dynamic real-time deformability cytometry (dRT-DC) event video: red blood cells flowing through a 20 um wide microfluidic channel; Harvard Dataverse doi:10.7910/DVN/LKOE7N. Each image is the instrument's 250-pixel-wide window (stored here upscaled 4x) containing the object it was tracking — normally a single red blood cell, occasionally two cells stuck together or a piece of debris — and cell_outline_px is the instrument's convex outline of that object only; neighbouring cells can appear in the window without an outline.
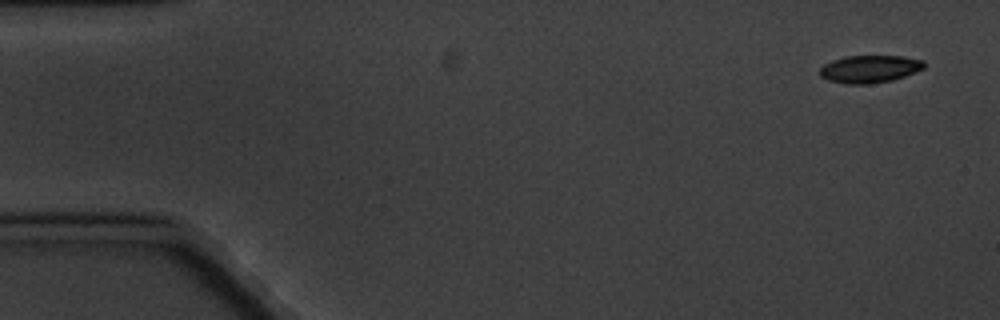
{"species": "common noctule bat (a hibernating species)", "species_latin": "Nyctalus noctula", "temperature_condition": "cold", "stored_images_in_passage": 5, "camera_frame_rate_fps": 3000, "um_per_image_px": 0.085, "animal": {"sex": "male", "body_mass_g": 20.1, "forearm_length_mm": 53.5}, "frame": {"image": 1, "passage_image": 1, "time_ms": 0.0, "image_size_px": [1000, 320], "cell_outline_px": [[924, 68], [916, 72], [892, 80], [872, 84], [844, 84], [828, 80], [820, 76], [820, 68], [824, 64], [832, 60], [844, 56], [904, 56], [924, 60]], "centroid_in_image_um": [73.91, 5.86], "position_along_channel_um": 11.1, "area_um2": 16.88}}
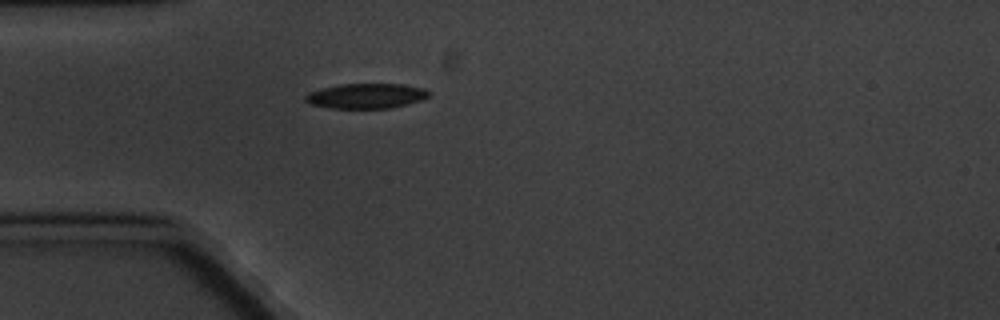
{"frame": {"image": 2, "passage_image": 5, "time_ms": 4.667, "image_size_px": [1000, 320], "cell_outline_px": [[432, 92], [424, 100], [392, 108], [332, 108], [312, 104], [304, 100], [304, 96], [308, 92], [320, 88], [340, 84], [404, 84], [424, 88]], "centroid_in_image_um": [31.16, 8.15], "position_along_channel_um": 53.8, "area_um2": 18.21}}